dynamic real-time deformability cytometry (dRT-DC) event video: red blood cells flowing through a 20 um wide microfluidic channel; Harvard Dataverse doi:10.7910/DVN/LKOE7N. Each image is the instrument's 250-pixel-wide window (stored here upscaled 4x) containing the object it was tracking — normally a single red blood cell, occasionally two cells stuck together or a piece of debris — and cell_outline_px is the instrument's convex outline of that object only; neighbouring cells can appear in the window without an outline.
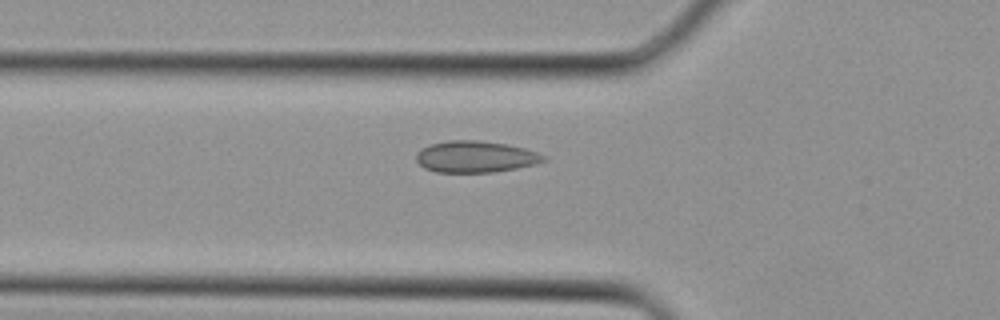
{"species": "Egyptian fruit bat (a non-hibernating species)", "species_latin": "Rousettus aegyptiacus", "temperature_condition": "cold", "stored_images_in_passage": 25, "camera_frame_rate_fps": 3000, "um_per_image_px": 0.085, "animal": {"sex": "female"}, "frame": {"image": 1, "passage_image": 2, "time_ms": 0.333, "image_size_px": [1000, 320], "cell_outline_px": [[548, 160], [536, 164], [516, 168], [492, 172], [436, 172], [424, 168], [416, 160], [416, 152], [420, 148], [432, 144], [448, 140], [476, 140], [508, 144], [524, 148], [536, 152], [544, 156]], "centroid_in_image_um": [40.4, 13.32], "position_along_channel_um": 85.4, "area_um2": 23.41}}
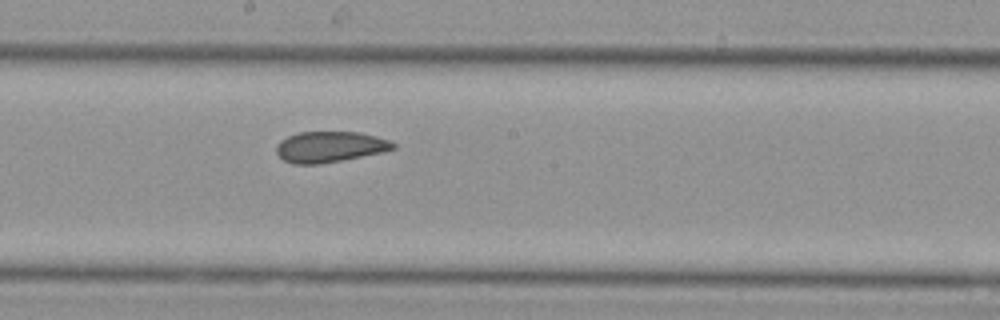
{"frame": {"image": 2, "passage_image": 9, "time_ms": 2.667, "image_size_px": [1000, 320], "cell_outline_px": [[396, 148], [384, 152], [320, 164], [292, 164], [284, 160], [276, 152], [276, 144], [280, 140], [296, 132], [360, 132], [376, 136], [388, 140], [396, 144]], "centroid_in_image_um": [28.03, 12.48], "position_along_channel_um": 220.2, "area_um2": 21.1}}
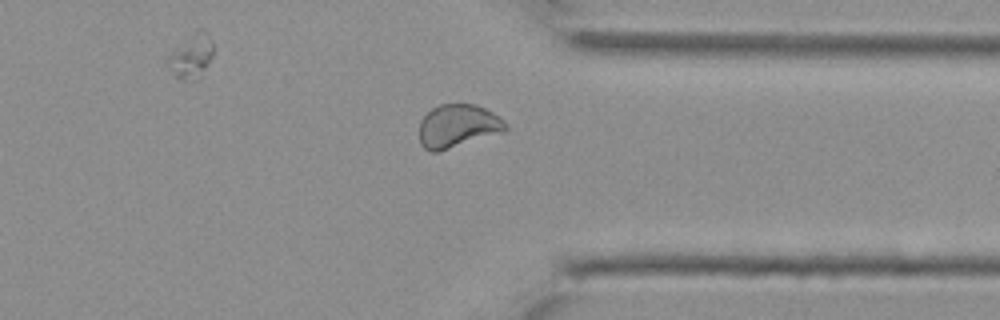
{"frame": {"image": 3, "passage_image": 17, "time_ms": 5.333, "image_size_px": [1000, 320], "cell_outline_px": [[508, 128], [504, 132], [440, 152], [432, 152], [424, 148], [420, 144], [420, 120], [432, 108], [440, 104], [476, 104], [500, 116], [508, 124]], "centroid_in_image_um": [38.94, 10.72], "position_along_channel_um": 372.5, "area_um2": 22.02}}